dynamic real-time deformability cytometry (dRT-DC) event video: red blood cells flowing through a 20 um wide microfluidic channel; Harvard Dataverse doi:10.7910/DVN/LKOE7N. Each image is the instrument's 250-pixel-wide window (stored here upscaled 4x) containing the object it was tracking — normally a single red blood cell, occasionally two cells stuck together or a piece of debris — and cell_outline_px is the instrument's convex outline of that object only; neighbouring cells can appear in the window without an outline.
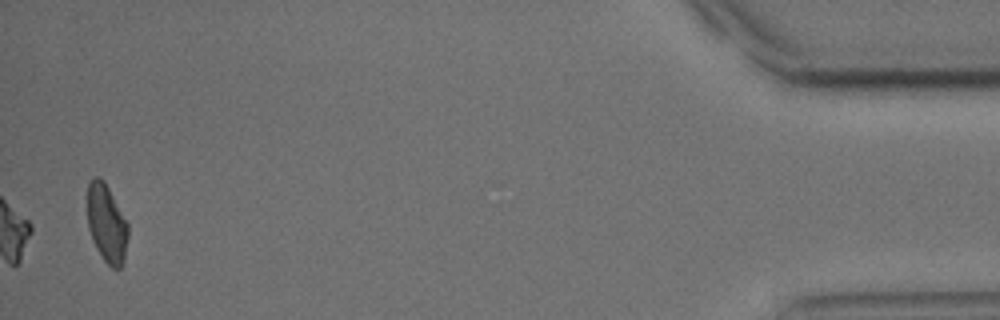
{"species": "common noctule bat (a hibernating species)", "species_latin": "Nyctalus noctula", "temperature_condition": "cold", "stored_images_in_passage": 38, "camera_frame_rate_fps": 3000, "um_per_image_px": 0.085, "animal": {"sex": "male", "body_mass_g": 15.6}, "frame": {"image": 1, "passage_image": 38, "time_ms": 12.333, "image_size_px": [1000, 320], "cell_outline_px": [[128, 236], [124, 260], [120, 268], [112, 268], [104, 260], [96, 248], [92, 240], [88, 228], [88, 180], [92, 176], [100, 176], [104, 180], [128, 224]], "centroid_in_image_um": [9.05, 18.97], "position_along_channel_um": 426.1, "area_um2": 18.55}, "authors_computed_cell_mechanics": {"area_um2": 16.8487, "velocity_mm_per_s": 3.6676, "shape_relaxation_time_tau1_ms": 2.7479, "shape_relaxation_time_tau2_ms": null, "deformation_change_tau1": 0.1148, "deformation_change_tau2": null}}